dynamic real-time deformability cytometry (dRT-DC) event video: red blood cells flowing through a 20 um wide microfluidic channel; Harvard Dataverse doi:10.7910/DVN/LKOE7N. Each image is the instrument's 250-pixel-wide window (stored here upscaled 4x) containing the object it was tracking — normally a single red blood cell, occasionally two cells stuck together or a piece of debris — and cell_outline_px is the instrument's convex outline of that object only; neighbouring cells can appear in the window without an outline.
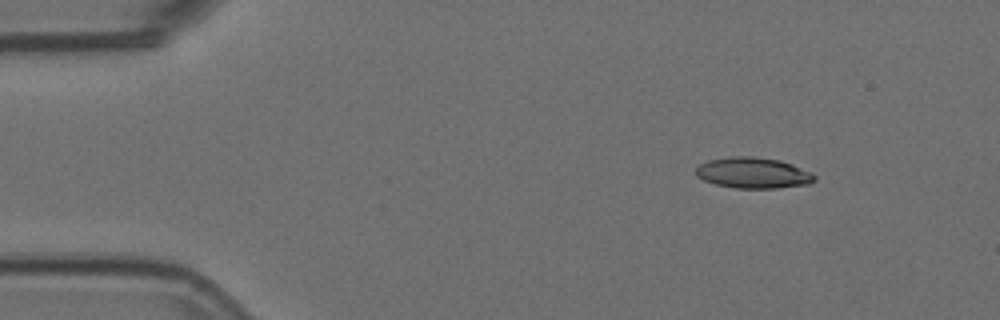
{"species": "Egyptian fruit bat (a non-hibernating species)", "species_latin": "Rousettus aegyptiacus", "temperature_condition": "room temperature", "stored_images_in_passage": 5, "camera_frame_rate_fps": 3000, "um_per_image_px": 0.085, "animal": {"sex": "female"}, "frame": {"image": 1, "passage_image": 1, "time_ms": 0.0, "image_size_px": [1000, 320], "cell_outline_px": [[816, 180], [808, 184], [776, 188], [736, 188], [716, 184], [704, 180], [696, 176], [696, 168], [700, 164], [708, 160], [732, 156], [756, 156], [780, 160], [792, 164], [812, 172], [816, 176]], "centroid_in_image_um": [64.03, 14.69], "position_along_channel_um": 21.0, "area_um2": 21.44}}
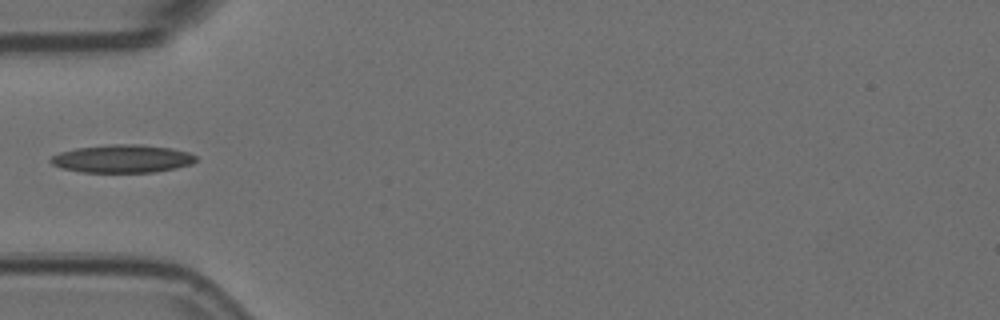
{"frame": {"image": 2, "passage_image": 4, "time_ms": 1.0, "image_size_px": [1000, 320], "cell_outline_px": [[196, 160], [192, 164], [176, 168], [156, 172], [84, 172], [60, 168], [52, 164], [48, 160], [52, 156], [60, 152], [76, 148], [112, 144], [140, 144], [172, 148], [188, 152], [196, 156]], "centroid_in_image_um": [10.4, 13.49], "position_along_channel_um": 74.6, "area_um2": 23.76}}
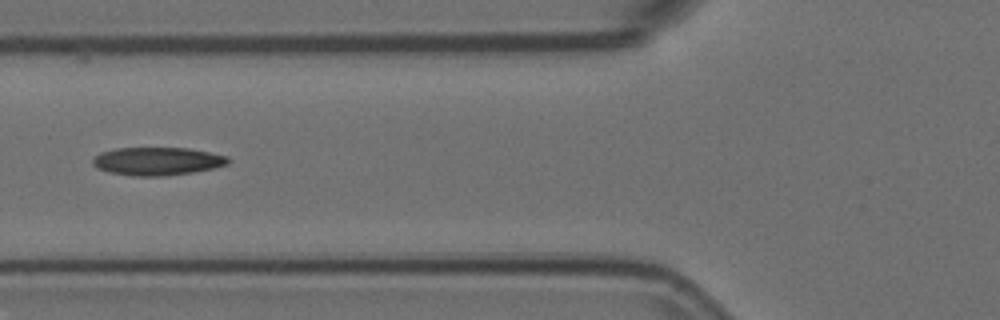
{"frame": {"image": 3, "passage_image": 5, "time_ms": 1.333, "image_size_px": [1000, 320], "cell_outline_px": [[232, 160], [228, 164], [212, 168], [192, 172], [164, 176], [132, 176], [108, 172], [96, 168], [92, 164], [92, 160], [100, 152], [116, 148], [188, 148], [228, 156]], "centroid_in_image_um": [13.35, 13.7], "position_along_channel_um": 112.4, "area_um2": 22.2}}